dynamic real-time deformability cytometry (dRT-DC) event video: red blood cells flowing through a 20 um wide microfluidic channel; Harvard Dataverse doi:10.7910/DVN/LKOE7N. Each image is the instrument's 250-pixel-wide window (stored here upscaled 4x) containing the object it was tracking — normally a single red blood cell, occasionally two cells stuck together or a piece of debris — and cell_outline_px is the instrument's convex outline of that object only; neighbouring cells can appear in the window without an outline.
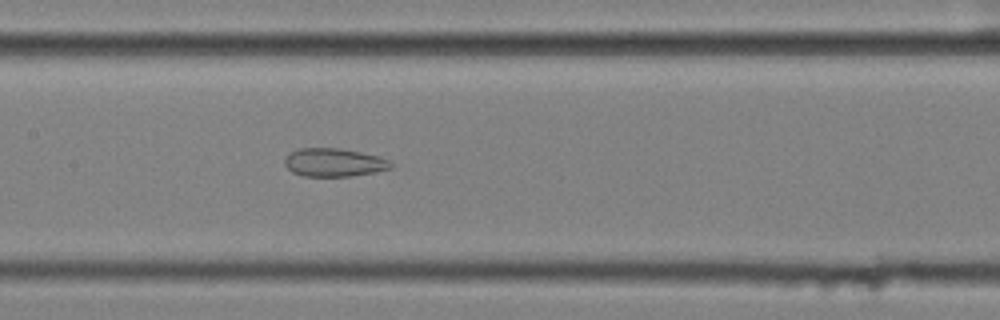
{"species": "common noctule bat (a hibernating species)", "species_latin": "Nyctalus noctula", "temperature_condition": "cold", "stored_images_in_passage": 58, "segment_of_instrument_passage": [2, 2], "camera_frame_rate_fps": 3000, "um_per_image_px": 0.085, "animal": {"sex": "female", "body_mass_g": 25.1}, "frame": {"image": 1, "passage_image": 29, "time_ms": 9.333, "image_size_px": [1000, 320], "cell_outline_px": [[392, 168], [376, 172], [352, 176], [304, 176], [292, 172], [284, 164], [284, 160], [292, 152], [300, 148], [340, 148], [380, 156], [388, 160], [392, 164]], "centroid_in_image_um": [28.41, 13.81], "position_along_channel_um": 179.0, "area_um2": 17.46}}
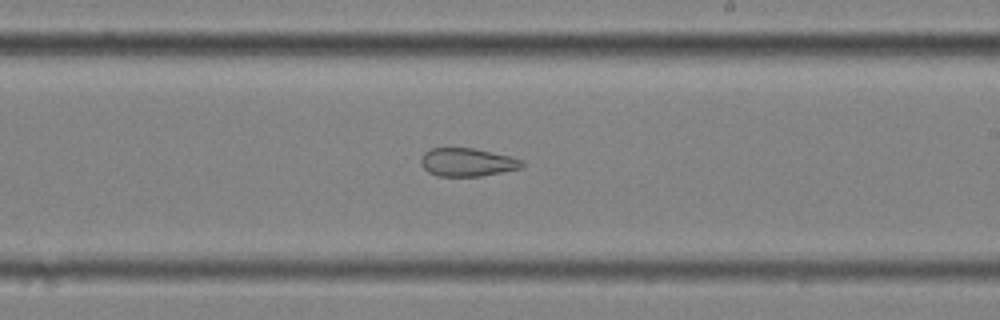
{"frame": {"image": 2, "passage_image": 35, "time_ms": 11.333, "image_size_px": [1000, 320], "cell_outline_px": [[524, 164], [520, 168], [480, 176], [436, 176], [428, 172], [420, 164], [420, 160], [424, 152], [432, 148], [472, 148], [512, 156], [524, 160]], "centroid_in_image_um": [39.7, 13.78], "position_along_channel_um": 249.3, "area_um2": 16.65}}
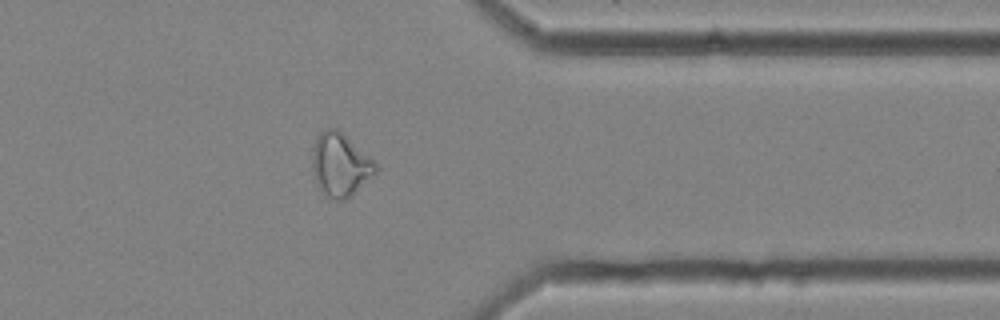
{"frame": {"image": 3, "passage_image": 47, "time_ms": 15.333, "image_size_px": [1000, 320], "cell_outline_px": [[376, 172], [352, 196], [344, 200], [336, 200], [328, 196], [316, 184], [312, 168], [312, 148], [316, 136], [320, 132], [328, 128], [336, 128], [376, 160]], "centroid_in_image_um": [28.92, 13.99], "position_along_channel_um": 382.5, "area_um2": 23.41}}